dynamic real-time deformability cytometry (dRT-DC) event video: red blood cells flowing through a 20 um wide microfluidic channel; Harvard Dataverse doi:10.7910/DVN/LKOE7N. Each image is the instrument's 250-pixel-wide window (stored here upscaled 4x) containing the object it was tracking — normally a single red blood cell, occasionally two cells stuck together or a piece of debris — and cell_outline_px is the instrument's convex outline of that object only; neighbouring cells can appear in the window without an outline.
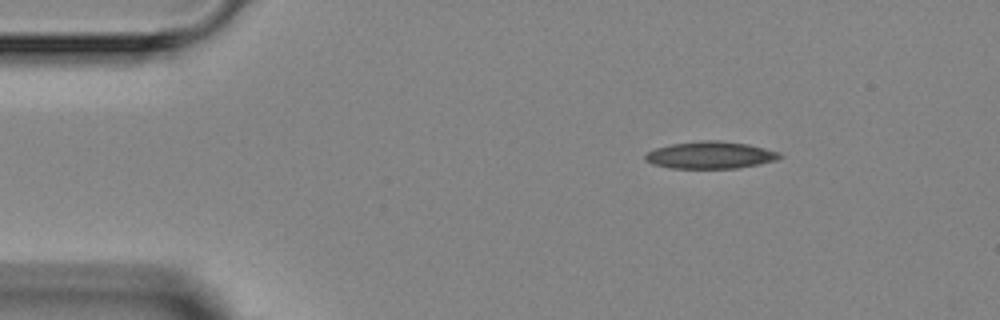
{"species": "Egyptian fruit bat (a non-hibernating species)", "species_latin": "Rousettus aegyptiacus", "temperature_condition": "room temperature", "stored_images_in_passage": 3, "camera_frame_rate_fps": 3000, "um_per_image_px": 0.085, "animal": {"sex": "female"}, "frame": {"image": 1, "passage_image": 1, "time_ms": 0.0, "image_size_px": [1000, 320], "cell_outline_px": [[784, 156], [776, 160], [760, 164], [736, 168], [672, 168], [652, 164], [644, 160], [644, 156], [648, 152], [656, 148], [672, 144], [700, 140], [720, 140], [748, 144], [780, 152]], "centroid_in_image_um": [60.4, 13.18], "position_along_channel_um": 24.6, "area_um2": 21.33}}